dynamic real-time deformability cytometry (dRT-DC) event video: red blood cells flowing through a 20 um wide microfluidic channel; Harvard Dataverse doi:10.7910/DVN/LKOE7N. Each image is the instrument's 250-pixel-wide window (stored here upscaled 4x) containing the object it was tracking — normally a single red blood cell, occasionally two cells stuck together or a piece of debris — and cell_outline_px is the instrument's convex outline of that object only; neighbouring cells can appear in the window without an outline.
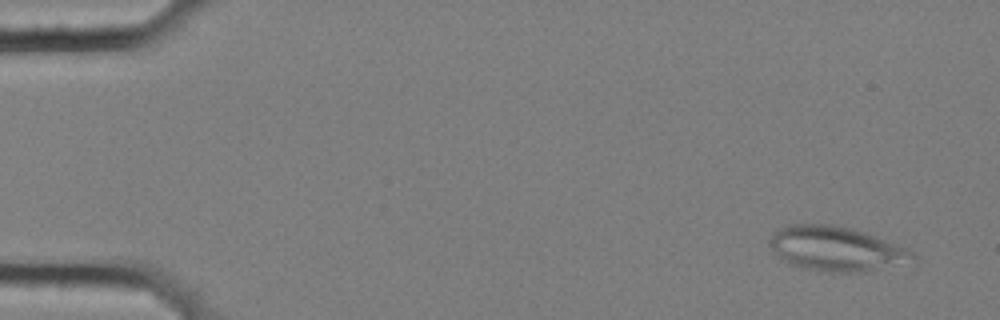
{"species": "common noctule bat (a hibernating species)", "species_latin": "Nyctalus noctula", "temperature_condition": "cold", "stored_images_in_passage": 57, "camera_frame_rate_fps": 3000, "um_per_image_px": 0.085, "animal": {"sex": "female", "body_mass_g": 25.1}, "frame": {"image": 1, "passage_image": 4, "time_ms": 1.0, "image_size_px": [1000, 320], "cell_outline_px": [[908, 256], [864, 272], [824, 272], [800, 268], [788, 264], [772, 248], [768, 240], [780, 228], [788, 224], [832, 224], [852, 228], [876, 236], [904, 248], [908, 252]], "centroid_in_image_um": [70.83, 21.11], "position_along_channel_um": 14.2, "area_um2": 35.43}}
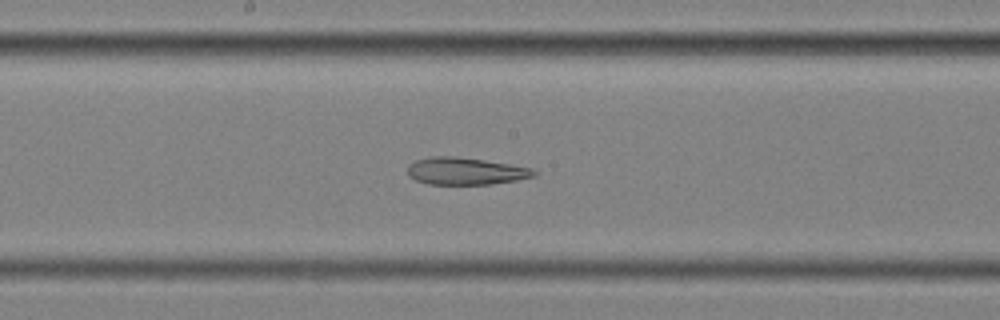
{"frame": {"image": 2, "passage_image": 31, "time_ms": 10.0, "image_size_px": [1000, 320], "cell_outline_px": [[540, 172], [536, 176], [516, 180], [492, 184], [428, 184], [416, 180], [408, 176], [408, 164], [416, 160], [432, 156], [452, 156], [484, 160], [532, 168]], "centroid_in_image_um": [39.58, 14.55], "position_along_channel_um": 208.6, "area_um2": 20.06}}
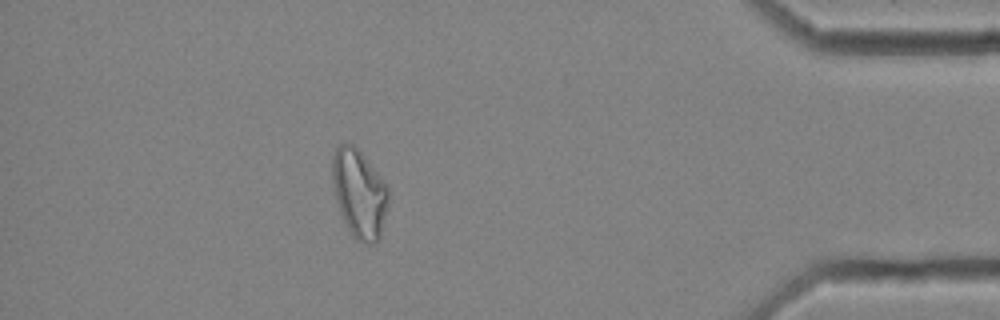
{"frame": {"image": 3, "passage_image": 51, "time_ms": 16.667, "image_size_px": [1000, 320], "cell_outline_px": [[388, 208], [380, 236], [372, 244], [368, 244], [356, 240], [352, 236], [340, 212], [336, 200], [332, 180], [332, 156], [336, 148], [340, 144], [356, 144], [388, 188]], "centroid_in_image_um": [30.53, 16.43], "position_along_channel_um": 404.7, "area_um2": 28.84}, "authors_computed_cell_mechanics": {"area_um2": 28.0908, "velocity_mm_per_s": 3.5699, "shape_relaxation_time_tau1_ms": null, "shape_relaxation_time_tau2_ms": 5.2927, "deformation_change_tau1": null, "deformation_change_tau2": 0.1498}}